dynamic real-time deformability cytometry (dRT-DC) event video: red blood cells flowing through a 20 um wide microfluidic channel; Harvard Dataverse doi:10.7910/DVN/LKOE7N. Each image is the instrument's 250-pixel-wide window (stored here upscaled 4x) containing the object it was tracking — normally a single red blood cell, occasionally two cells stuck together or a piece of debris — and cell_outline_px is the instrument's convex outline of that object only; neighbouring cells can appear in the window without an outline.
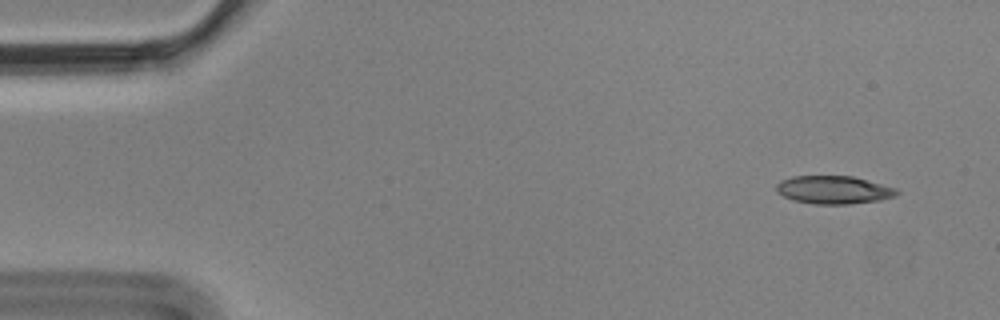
{"species": "Egyptian fruit bat (a non-hibernating species)", "species_latin": "Rousettus aegyptiacus", "temperature_condition": "cold", "stored_images_in_passage": 5, "camera_frame_rate_fps": 3000, "um_per_image_px": 0.085, "animal": {"sex": "male"}, "frame": {"image": 1, "passage_image": 1, "time_ms": 0.0, "image_size_px": [1000, 320], "cell_outline_px": [[900, 192], [896, 196], [880, 200], [848, 204], [816, 204], [792, 200], [776, 192], [776, 184], [780, 180], [792, 176], [852, 176], [896, 188]], "centroid_in_image_um": [70.84, 16.14], "position_along_channel_um": 14.2, "area_um2": 19.71}}
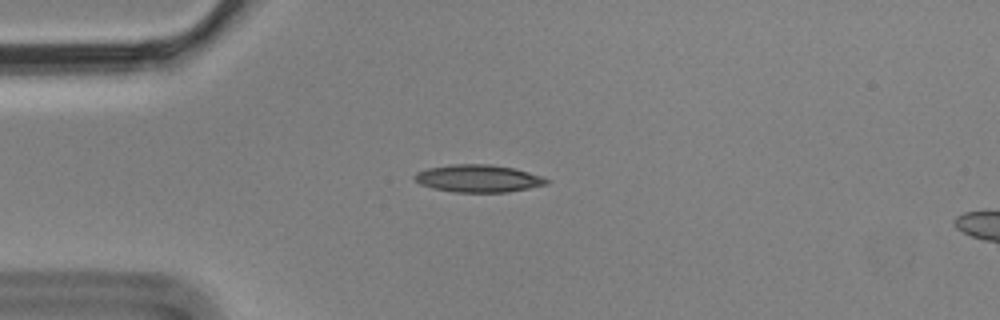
{"frame": {"image": 2, "passage_image": 4, "time_ms": 1.0, "image_size_px": [1000, 320], "cell_outline_px": [[552, 180], [548, 184], [508, 192], [452, 192], [432, 188], [420, 184], [412, 176], [416, 172], [428, 168], [448, 164], [492, 164], [516, 168], [544, 176]], "centroid_in_image_um": [40.69, 15.16], "position_along_channel_um": 44.3, "area_um2": 21.5}}